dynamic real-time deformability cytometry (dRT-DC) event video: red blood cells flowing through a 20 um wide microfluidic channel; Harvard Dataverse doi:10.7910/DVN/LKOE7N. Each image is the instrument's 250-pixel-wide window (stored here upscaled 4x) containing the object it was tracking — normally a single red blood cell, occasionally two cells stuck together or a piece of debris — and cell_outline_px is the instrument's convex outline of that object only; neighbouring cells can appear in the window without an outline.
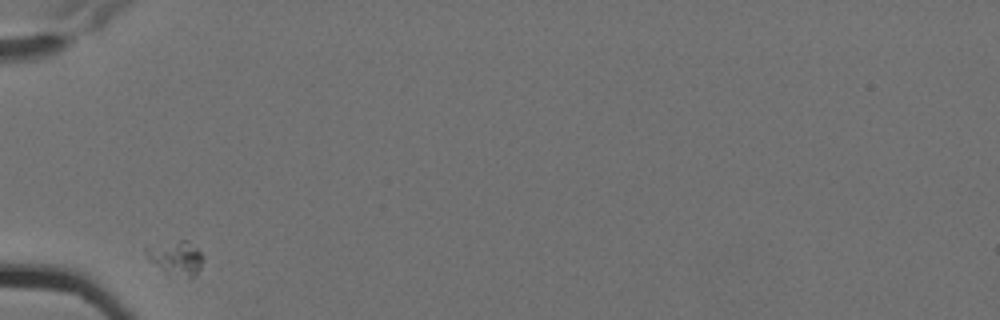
{"species": "Egyptian fruit bat (a non-hibernating species)", "species_latin": "Rousettus aegyptiacus", "temperature_condition": "cold", "stored_images_in_passage": 3, "camera_frame_rate_fps": 3000, "um_per_image_px": 0.085, "animal": {"sex": "female"}, "frame": {"image": 1, "passage_image": 1, "time_ms": 0.0, "image_size_px": [1000, 320], "cell_outline_px": [[200, 268], [188, 280], [148, 260], [144, 252], [144, 248], [180, 240], [188, 240], [200, 252]], "centroid_in_image_um": [14.95, 21.89], "position_along_channel_um": 70.1, "area_um2": 10.52}}
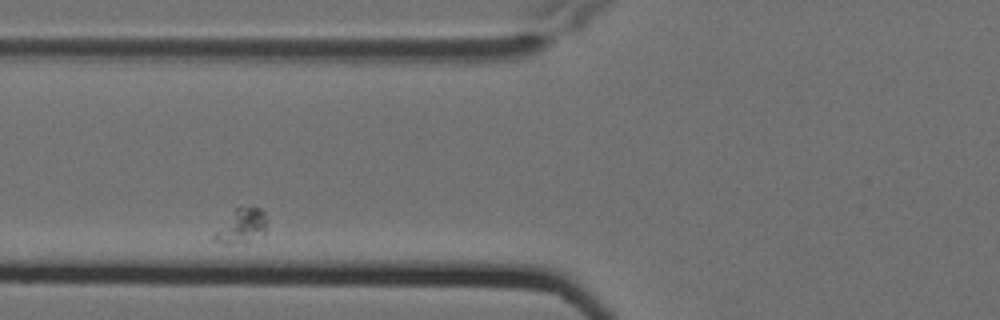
{"frame": {"image": 2, "passage_image": 2, "time_ms": 0.333, "image_size_px": [1000, 320], "cell_outline_px": [[264, 236], [248, 244], [224, 244], [212, 240], [212, 236], [236, 208], [240, 204], [260, 208], [264, 212]], "centroid_in_image_um": [20.54, 19.25], "position_along_channel_um": 105.3, "area_um2": 10.75}}